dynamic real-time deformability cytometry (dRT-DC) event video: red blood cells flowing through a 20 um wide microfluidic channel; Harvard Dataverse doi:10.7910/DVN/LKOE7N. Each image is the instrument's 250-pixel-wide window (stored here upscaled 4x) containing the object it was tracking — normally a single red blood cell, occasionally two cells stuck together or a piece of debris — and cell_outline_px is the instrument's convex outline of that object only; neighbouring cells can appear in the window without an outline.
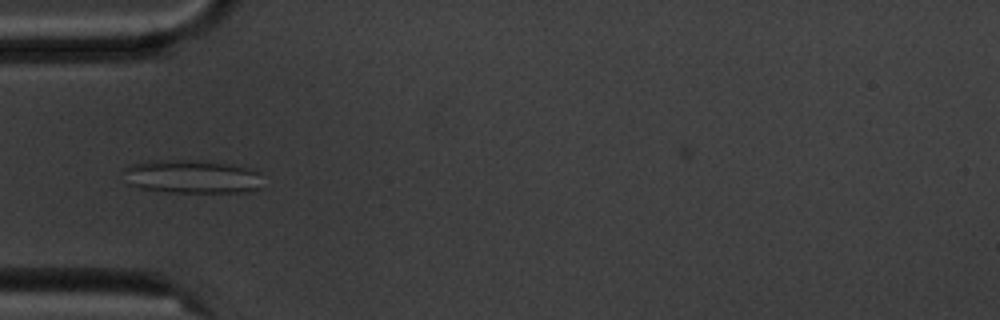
{"species": "common noctule bat (a hibernating species)", "species_latin": "Nyctalus noctula", "temperature_condition": "cold", "stored_images_in_passage": 15, "camera_frame_rate_fps": 3000, "um_per_image_px": 0.085, "animal": {"sex": "male", "body_mass_g": 20.1, "forearm_length_mm": 53.5}, "frame": {"image": 1, "passage_image": 5, "time_ms": 5.333, "image_size_px": [1000, 320], "cell_outline_px": [[260, 188], [248, 192], [168, 192], [140, 188], [128, 184], [124, 172], [124, 168], [132, 164], [148, 160], [184, 160], [236, 164], [260, 172]], "centroid_in_image_um": [16.31, 15.01], "position_along_channel_um": 68.7, "area_um2": 27.22}}
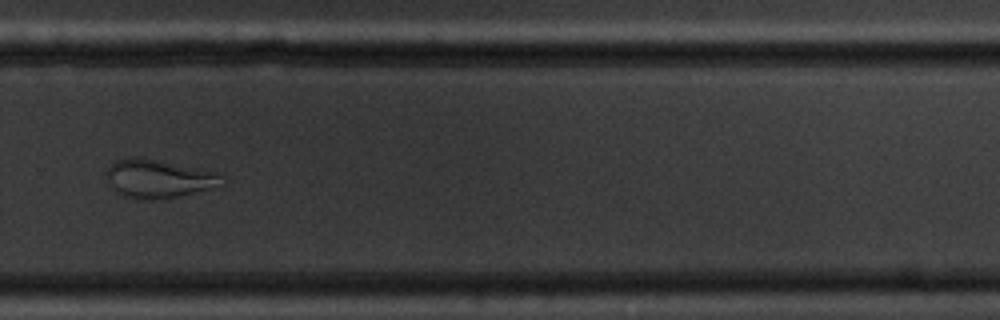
{"frame": {"image": 2, "passage_image": 11, "time_ms": 12.333, "image_size_px": [1000, 320], "cell_outline_px": [[228, 184], [212, 188], [176, 196], [148, 200], [140, 200], [124, 196], [116, 192], [112, 188], [108, 180], [108, 168], [116, 160], [128, 156], [140, 156], [220, 172], [224, 176]], "centroid_in_image_um": [13.54, 15.16], "position_along_channel_um": 316.3, "area_um2": 26.24}}
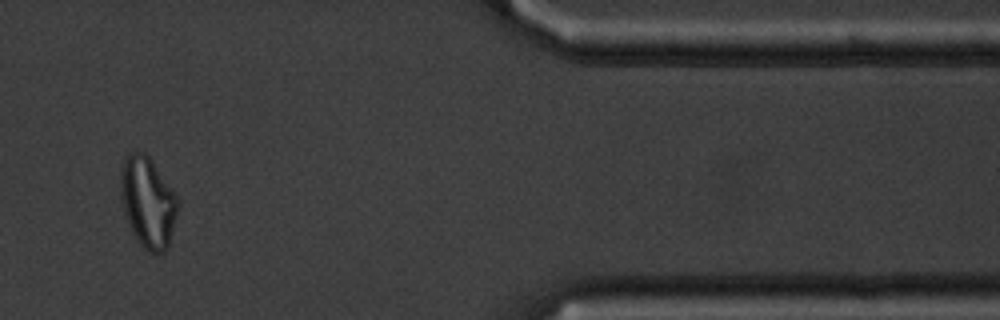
{"frame": {"image": 3, "passage_image": 13, "time_ms": 15.667, "image_size_px": [1000, 320], "cell_outline_px": [[180, 204], [168, 248], [164, 252], [148, 252], [140, 244], [132, 232], [124, 216], [120, 200], [120, 164], [124, 156], [128, 152], [144, 152], [152, 160], [180, 200]], "centroid_in_image_um": [12.54, 17.16], "position_along_channel_um": 398.9, "area_um2": 30.92}}